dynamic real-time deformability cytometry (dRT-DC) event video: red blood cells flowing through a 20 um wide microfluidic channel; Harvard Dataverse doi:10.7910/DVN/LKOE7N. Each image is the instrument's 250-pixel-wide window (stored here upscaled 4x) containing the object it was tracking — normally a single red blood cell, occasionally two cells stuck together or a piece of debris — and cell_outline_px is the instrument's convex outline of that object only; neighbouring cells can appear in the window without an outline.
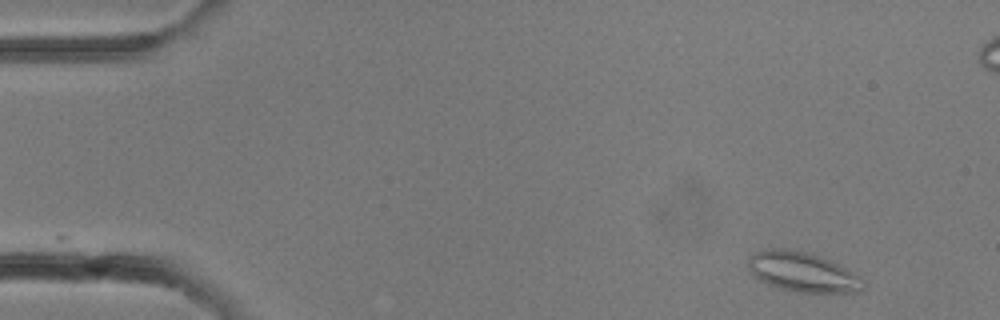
{"species": "common noctule bat (a hibernating species)", "species_latin": "Nyctalus noctula", "temperature_condition": "room temperature", "stored_images_in_passage": 6, "camera_frame_rate_fps": 3000, "um_per_image_px": 0.085, "animal": {"sex": "female"}, "frame": {"image": 1, "passage_image": 1, "time_ms": 0.0, "image_size_px": [1000, 320], "cell_outline_px": [[868, 284], [860, 292], [800, 292], [780, 288], [768, 284], [760, 280], [748, 268], [748, 260], [756, 252], [764, 248], [784, 248], [804, 252], [840, 264], [852, 272]], "centroid_in_image_um": [68.23, 23.12], "position_along_channel_um": 16.8, "area_um2": 26.3}}